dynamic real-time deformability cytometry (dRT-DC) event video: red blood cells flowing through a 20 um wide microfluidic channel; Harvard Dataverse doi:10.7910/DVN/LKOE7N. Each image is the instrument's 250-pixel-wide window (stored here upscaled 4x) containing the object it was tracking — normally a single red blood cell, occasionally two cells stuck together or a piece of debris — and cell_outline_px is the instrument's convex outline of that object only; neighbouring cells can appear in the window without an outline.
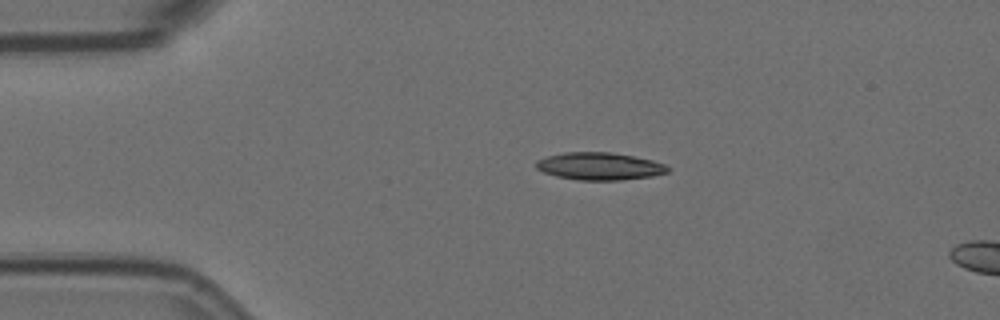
{"species": "Egyptian fruit bat (a non-hibernating species)", "species_latin": "Rousettus aegyptiacus", "temperature_condition": "room temperature", "stored_images_in_passage": 3, "camera_frame_rate_fps": 3000, "um_per_image_px": 0.085, "animal": {"sex": "female"}, "frame": {"image": 1, "passage_image": 1, "time_ms": 0.0, "image_size_px": [1000, 320], "cell_outline_px": [[672, 168], [668, 172], [652, 176], [620, 180], [576, 180], [556, 176], [544, 172], [536, 168], [536, 160], [548, 156], [564, 152], [612, 152], [652, 160], [664, 164]], "centroid_in_image_um": [50.96, 14.13], "position_along_channel_um": 34.0, "area_um2": 21.1}}